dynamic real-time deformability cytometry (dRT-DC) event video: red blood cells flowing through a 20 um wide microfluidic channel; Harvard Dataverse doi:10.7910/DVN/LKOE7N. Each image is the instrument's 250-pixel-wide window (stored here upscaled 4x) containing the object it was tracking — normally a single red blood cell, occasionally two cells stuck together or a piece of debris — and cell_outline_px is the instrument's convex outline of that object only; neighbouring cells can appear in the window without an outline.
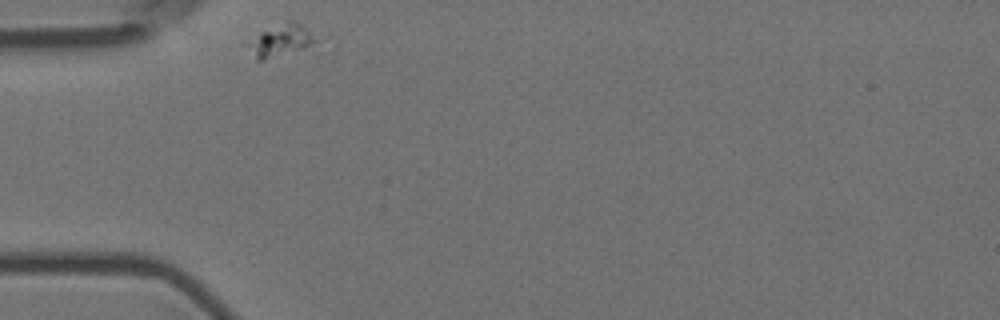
{"species": "Egyptian fruit bat (a non-hibernating species)", "species_latin": "Rousettus aegyptiacus", "temperature_condition": "room temperature", "stored_images_in_passage": 33, "camera_frame_rate_fps": 3000, "um_per_image_px": 0.085, "animal": {"sex": "female"}, "frame": {"image": 1, "passage_image": 1, "time_ms": 0.0, "image_size_px": [1000, 320], "cell_outline_px": [[316, 40], [312, 44], [264, 60], [256, 60], [244, 44], [264, 32], [288, 20], [292, 20], [300, 24]], "centroid_in_image_um": [23.77, 3.46], "position_along_channel_um": 61.2, "area_um2": 11.68}}
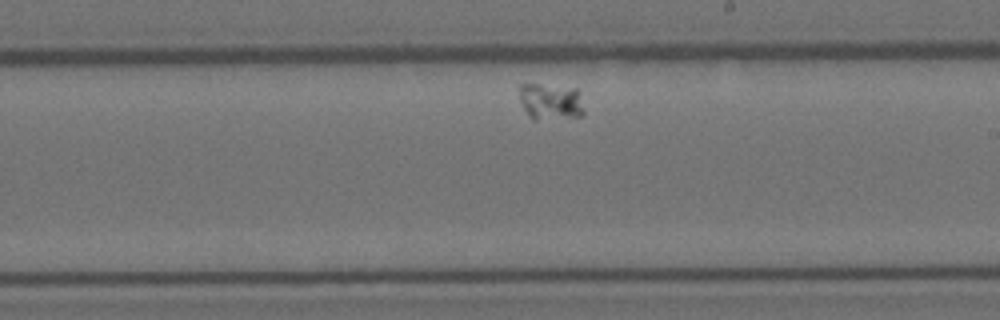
{"frame": {"image": 2, "passage_image": 19, "time_ms": 6.0, "image_size_px": [1000, 320], "cell_outline_px": [[584, 116], [536, 120], [532, 120], [528, 116], [520, 100], [520, 84], [536, 84], [576, 88], [584, 112]], "centroid_in_image_um": [46.78, 8.65], "position_along_channel_um": 242.2, "area_um2": 13.7}}
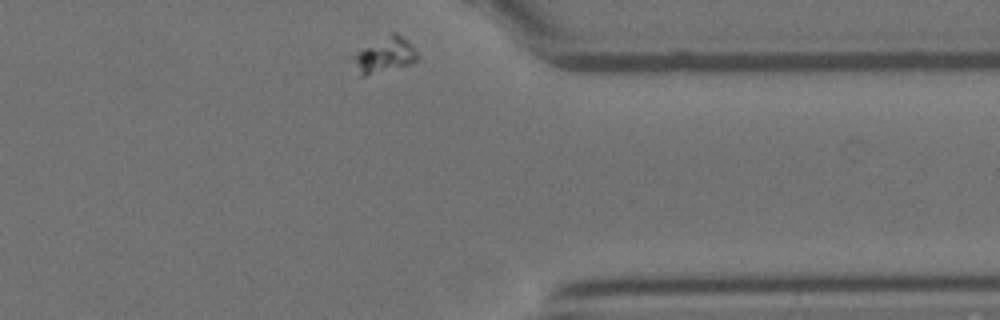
{"frame": {"image": 3, "passage_image": 33, "time_ms": 10.667, "image_size_px": [1000, 320], "cell_outline_px": [[420, 56], [416, 60], [408, 64], [364, 76], [360, 76], [352, 56], [356, 52], [392, 32], [396, 32], [412, 44]], "centroid_in_image_um": [32.73, 4.66], "position_along_channel_um": 378.7, "area_um2": 12.83}}